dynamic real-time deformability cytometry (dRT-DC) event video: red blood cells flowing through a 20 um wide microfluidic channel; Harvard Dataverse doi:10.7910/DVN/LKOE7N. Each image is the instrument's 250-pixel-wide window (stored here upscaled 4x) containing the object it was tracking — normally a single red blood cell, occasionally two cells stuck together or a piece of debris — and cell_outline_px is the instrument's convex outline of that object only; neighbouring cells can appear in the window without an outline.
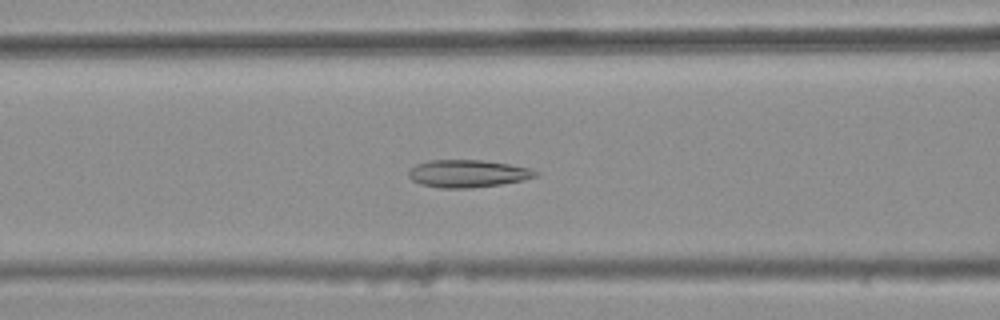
{"species": "common noctule bat (a hibernating species)", "species_latin": "Nyctalus noctula", "temperature_condition": "warm", "stored_images_in_passage": 41, "camera_frame_rate_fps": 3000, "um_per_image_px": 0.085, "animal": {"sex": "female", "body_mass_g": 25.1}, "frame": {"image": 1, "passage_image": 17, "time_ms": 5.333, "image_size_px": [1000, 320], "cell_outline_px": [[540, 172], [536, 176], [524, 180], [500, 184], [468, 188], [440, 188], [420, 184], [412, 180], [408, 176], [408, 172], [416, 164], [428, 160], [480, 160], [508, 164], [528, 168]], "centroid_in_image_um": [39.73, 14.75], "position_along_channel_um": 126.9, "area_um2": 20.23}}
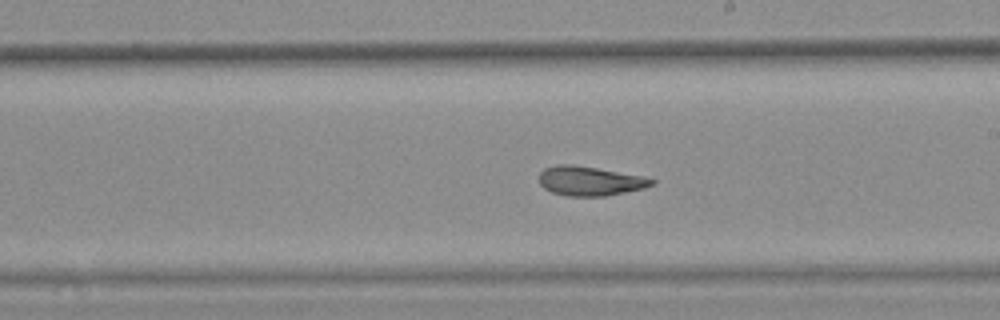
{"frame": {"image": 2, "passage_image": 26, "time_ms": 8.333, "image_size_px": [1000, 320], "cell_outline_px": [[656, 180], [652, 184], [644, 188], [608, 196], [568, 196], [552, 192], [544, 188], [540, 184], [540, 172], [544, 168], [556, 164], [572, 164], [596, 168], [640, 176]], "centroid_in_image_um": [50.1, 15.39], "position_along_channel_um": 238.9, "area_um2": 19.07}}
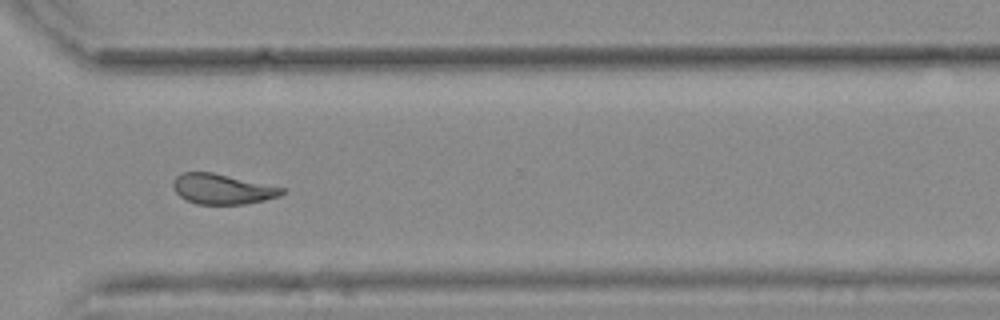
{"frame": {"image": 3, "passage_image": 35, "time_ms": 11.333, "image_size_px": [1000, 320], "cell_outline_px": [[284, 192], [280, 196], [264, 200], [244, 204], [196, 204], [180, 196], [176, 192], [172, 184], [176, 176], [184, 172], [212, 172], [284, 188]], "centroid_in_image_um": [18.88, 16.07], "position_along_channel_um": 351.7, "area_um2": 18.9}, "authors_computed_cell_mechanics": {"area_um2": 19.941, "velocity_mm_per_s": 3.7469, "shape_relaxation_time_tau1_ms": null, "shape_relaxation_time_tau2_ms": 2.1151, "deformation_change_tau1": null, "deformation_change_tau2": 0.0981}}